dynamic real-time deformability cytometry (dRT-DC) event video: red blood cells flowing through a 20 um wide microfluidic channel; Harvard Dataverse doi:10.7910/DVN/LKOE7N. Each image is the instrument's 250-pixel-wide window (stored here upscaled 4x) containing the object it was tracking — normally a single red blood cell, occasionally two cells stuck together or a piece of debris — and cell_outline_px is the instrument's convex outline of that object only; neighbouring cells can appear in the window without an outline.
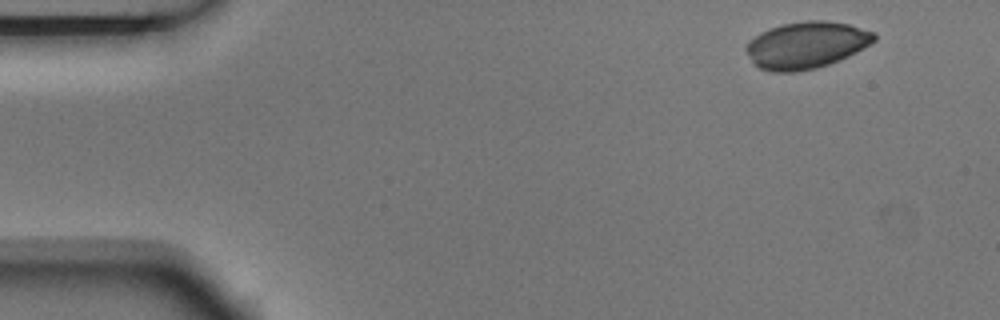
{"species": "Egyptian fruit bat (a non-hibernating species)", "species_latin": "Rousettus aegyptiacus", "temperature_condition": "room temperature", "stored_images_in_passage": 4, "camera_frame_rate_fps": 3000, "um_per_image_px": 0.085, "animal": {"sex": "male"}, "frame": {"image": 1, "passage_image": 1, "time_ms": 0.0, "image_size_px": [1000, 320], "cell_outline_px": [[876, 40], [856, 52], [840, 60], [816, 68], [796, 72], [772, 72], [760, 68], [752, 64], [744, 48], [748, 40], [760, 32], [784, 24], [808, 20], [824, 20], [848, 24], [876, 32]], "centroid_in_image_um": [68.51, 3.84], "position_along_channel_um": 16.5, "area_um2": 35.08}}